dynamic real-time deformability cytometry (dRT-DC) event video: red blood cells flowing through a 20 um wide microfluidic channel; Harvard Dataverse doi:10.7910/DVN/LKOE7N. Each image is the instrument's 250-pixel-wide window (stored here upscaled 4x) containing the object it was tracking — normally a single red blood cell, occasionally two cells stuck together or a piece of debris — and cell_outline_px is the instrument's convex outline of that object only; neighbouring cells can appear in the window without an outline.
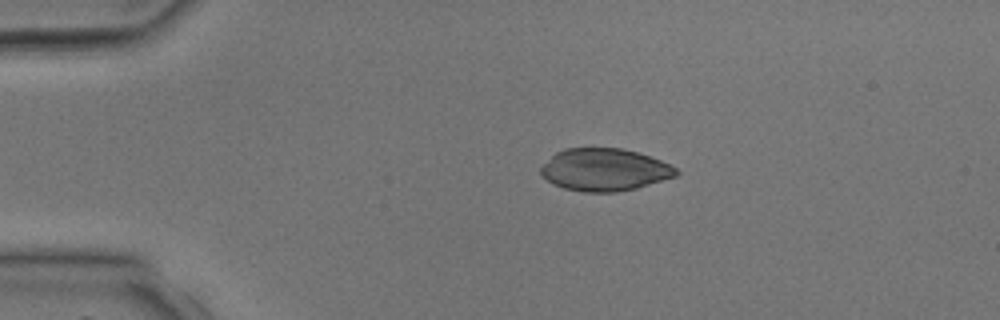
{"species": "common noctule bat (a hibernating species)", "species_latin": "Nyctalus noctula", "temperature_condition": "room temperature", "stored_images_in_passage": 27, "camera_frame_rate_fps": 3000, "um_per_image_px": 0.085, "animal": {"sex": "male", "body_mass_g": 17.9, "forearm_length_mm": 54.2}, "frame": {"image": 1, "passage_image": 1, "time_ms": 0.0, "image_size_px": [1000, 320], "cell_outline_px": [[680, 172], [676, 176], [636, 188], [616, 192], [584, 192], [564, 188], [552, 184], [540, 172], [540, 168], [556, 152], [564, 148], [620, 148], [636, 152], [660, 160], [676, 168]], "centroid_in_image_um": [51.37, 14.43], "position_along_channel_um": 33.6, "area_um2": 33.18}}
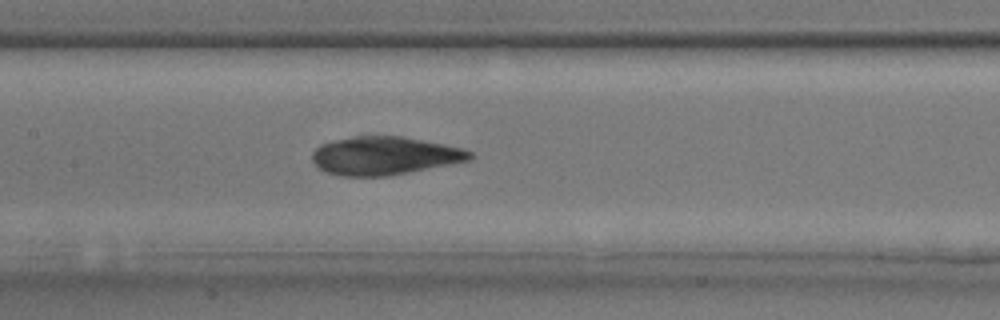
{"frame": {"image": 2, "passage_image": 12, "time_ms": 3.667, "image_size_px": [1000, 320], "cell_outline_px": [[476, 156], [472, 160], [408, 172], [384, 176], [340, 176], [328, 172], [320, 168], [312, 160], [312, 152], [320, 144], [352, 136], [400, 136], [444, 144], [464, 148], [472, 152]], "centroid_in_image_um": [32.72, 13.23], "position_along_channel_um": 174.7, "area_um2": 35.03}}
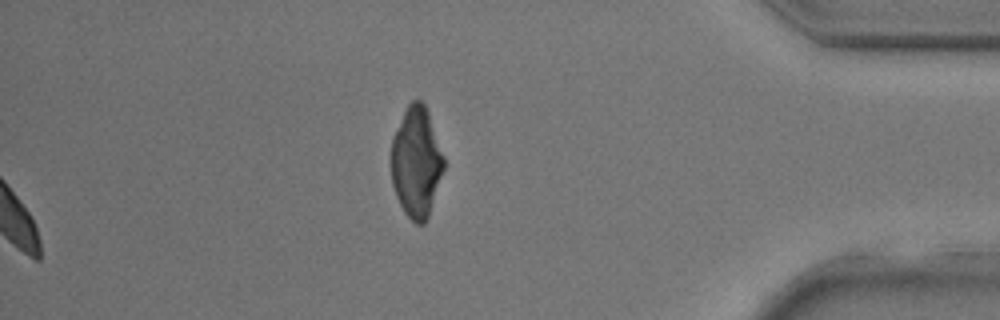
{"frame": {"image": 3, "passage_image": 27, "time_ms": 8.667, "image_size_px": [1000, 320], "cell_outline_px": [[444, 168], [428, 216], [424, 224], [416, 224], [404, 212], [396, 196], [392, 184], [392, 136], [408, 104], [412, 100], [420, 100], [424, 104], [428, 112], [444, 156]], "centroid_in_image_um": [35.38, 13.78], "position_along_channel_um": 399.8, "area_um2": 33.52}}